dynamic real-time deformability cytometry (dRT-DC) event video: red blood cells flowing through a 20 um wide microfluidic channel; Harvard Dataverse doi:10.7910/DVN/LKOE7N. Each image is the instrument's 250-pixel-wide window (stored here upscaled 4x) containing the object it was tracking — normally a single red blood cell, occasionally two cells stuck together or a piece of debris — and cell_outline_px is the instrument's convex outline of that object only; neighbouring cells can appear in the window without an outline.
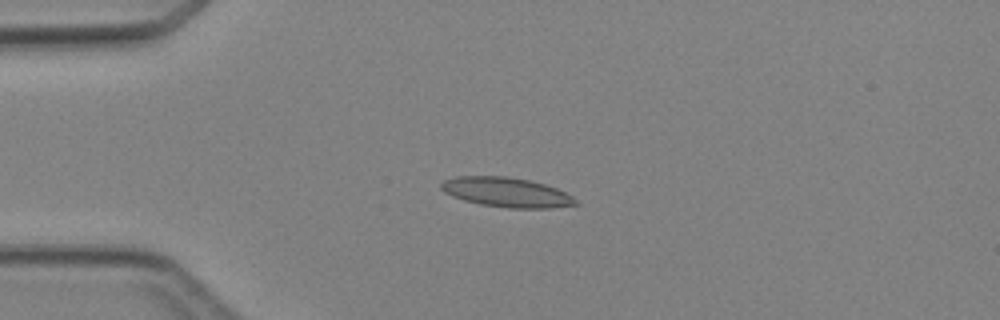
{"species": "Egyptian fruit bat (a non-hibernating species)", "species_latin": "Rousettus aegyptiacus", "temperature_condition": "cold", "stored_images_in_passage": 3, "camera_frame_rate_fps": 3000, "um_per_image_px": 0.085, "animal": {"sex": "female"}, "frame": {"image": 1, "passage_image": 3, "time_ms": 2.333, "image_size_px": [1000, 320], "cell_outline_px": [[580, 204], [552, 208], [508, 208], [480, 204], [464, 200], [452, 196], [444, 192], [440, 188], [440, 184], [444, 180], [456, 176], [504, 176], [528, 180], [544, 184], [556, 188], [572, 196]], "centroid_in_image_um": [43.04, 16.35], "position_along_channel_um": 42.0, "area_um2": 23.18}}